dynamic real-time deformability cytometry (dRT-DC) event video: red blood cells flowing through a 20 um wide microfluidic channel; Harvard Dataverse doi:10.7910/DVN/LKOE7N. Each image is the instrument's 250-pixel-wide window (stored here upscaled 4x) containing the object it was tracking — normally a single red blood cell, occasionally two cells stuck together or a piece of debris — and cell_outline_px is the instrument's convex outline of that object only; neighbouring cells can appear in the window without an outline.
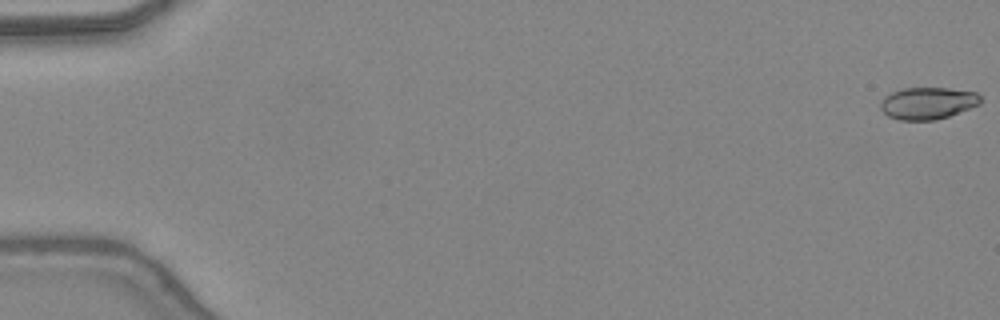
{"species": "common noctule bat (a hibernating species)", "species_latin": "Nyctalus noctula", "temperature_condition": "warm", "stored_images_in_passage": 32, "camera_frame_rate_fps": 3000, "um_per_image_px": 0.085, "animal": {"sex": "female", "body_mass_g": 24.6, "forearm_length_mm": 56.2}, "frame": {"image": 1, "passage_image": 1, "time_ms": 0.0, "image_size_px": [1000, 320], "cell_outline_px": [[980, 104], [948, 116], [936, 120], [900, 120], [888, 116], [880, 108], [880, 104], [884, 96], [892, 92], [904, 88], [948, 88], [976, 92], [980, 96]], "centroid_in_image_um": [78.84, 8.77], "position_along_channel_um": 6.2, "area_um2": 18.55}}
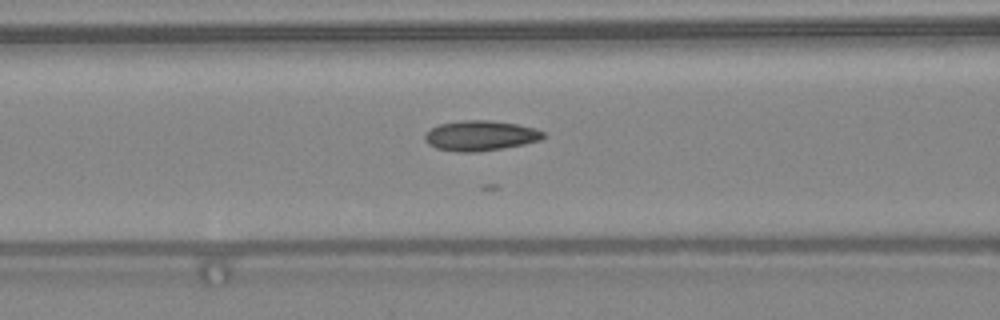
{"frame": {"image": 2, "passage_image": 21, "time_ms": 6.667, "image_size_px": [1000, 320], "cell_outline_px": [[544, 136], [540, 140], [524, 144], [504, 148], [476, 152], [456, 152], [436, 148], [428, 144], [424, 140], [424, 136], [432, 128], [440, 124], [464, 120], [492, 120], [516, 124], [536, 128], [544, 132]], "centroid_in_image_um": [40.84, 11.53], "position_along_channel_um": 125.8, "area_um2": 20.81}}
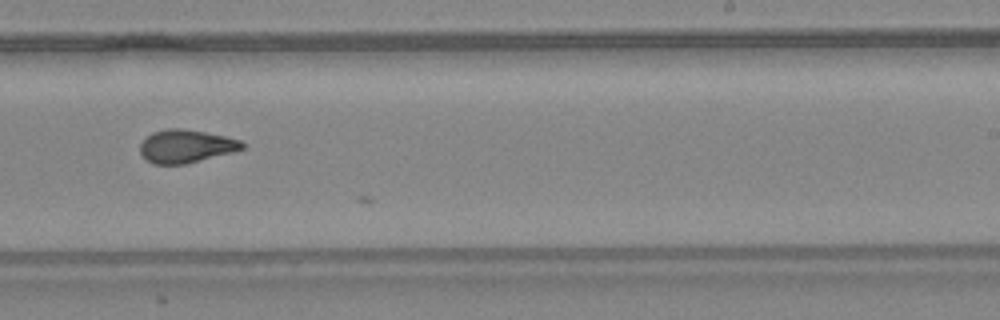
{"frame": {"image": 3, "passage_image": 31, "time_ms": 10.0, "image_size_px": [1000, 320], "cell_outline_px": [[244, 148], [232, 152], [184, 164], [152, 164], [144, 160], [140, 152], [140, 144], [152, 132], [168, 128], [180, 128], [204, 132], [224, 136], [240, 140], [244, 144]], "centroid_in_image_um": [15.76, 12.43], "position_along_channel_um": 273.2, "area_um2": 19.54}}